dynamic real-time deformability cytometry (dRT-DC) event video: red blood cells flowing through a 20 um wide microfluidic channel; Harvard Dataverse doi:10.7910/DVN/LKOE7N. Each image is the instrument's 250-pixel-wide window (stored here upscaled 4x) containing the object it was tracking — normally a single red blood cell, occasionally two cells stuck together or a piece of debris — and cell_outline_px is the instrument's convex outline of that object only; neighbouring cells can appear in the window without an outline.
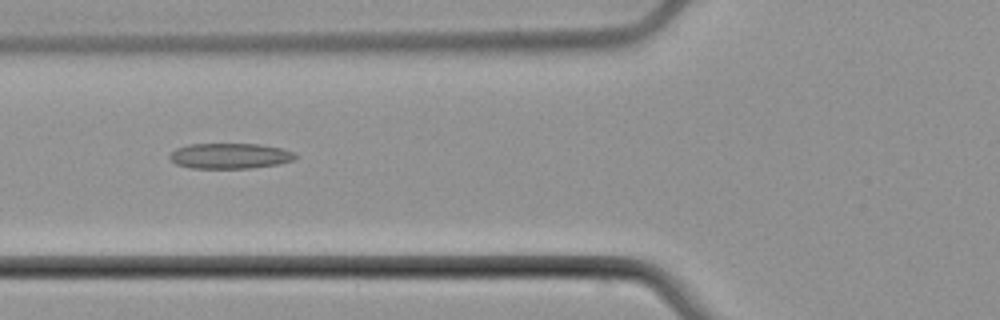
{"species": "common noctule bat (a hibernating species)", "species_latin": "Nyctalus noctula", "temperature_condition": "cold", "stored_images_in_passage": 7, "camera_frame_rate_fps": 3000, "um_per_image_px": 0.085, "animal": {"sex": "male", "body_mass_g": 21.5, "forearm_length_mm": 52.0}, "frame": {"image": 1, "passage_image": 5, "time_ms": 6.0, "image_size_px": [1000, 320], "cell_outline_px": [[296, 156], [292, 160], [276, 164], [248, 168], [188, 168], [176, 164], [168, 156], [176, 148], [188, 144], [260, 144], [280, 148], [296, 152]], "centroid_in_image_um": [19.51, 13.25], "position_along_channel_um": 106.3, "area_um2": 18.55}}
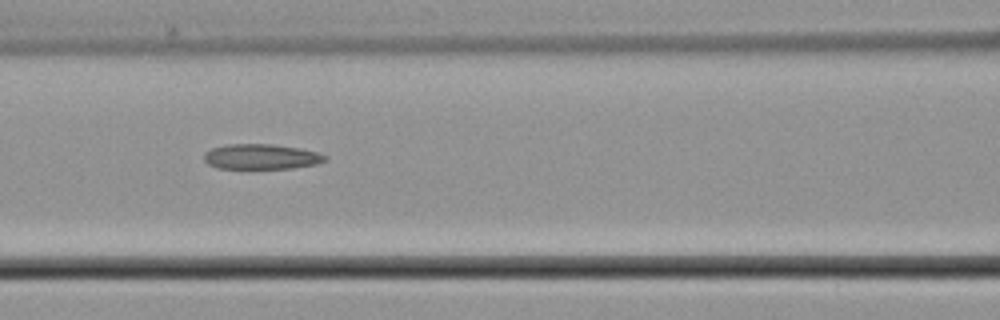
{"frame": {"image": 2, "passage_image": 6, "time_ms": 7.0, "image_size_px": [1000, 320], "cell_outline_px": [[328, 160], [316, 164], [292, 168], [216, 168], [208, 164], [204, 160], [204, 152], [212, 148], [228, 144], [272, 144], [300, 148], [316, 152], [328, 156]], "centroid_in_image_um": [22.21, 13.31], "position_along_channel_um": 144.4, "area_um2": 17.8}}
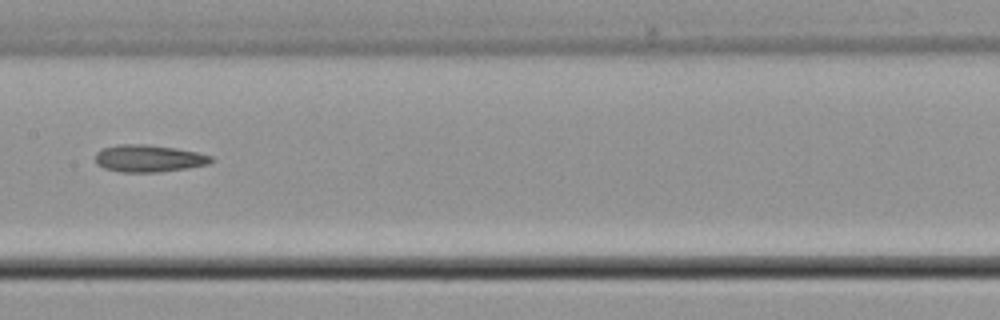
{"frame": {"image": 3, "passage_image": 7, "time_ms": 8.333, "image_size_px": [1000, 320], "cell_outline_px": [[212, 160], [208, 164], [160, 172], [120, 172], [104, 168], [96, 164], [96, 152], [104, 148], [116, 144], [144, 144], [176, 148], [196, 152], [212, 156]], "centroid_in_image_um": [12.6, 13.46], "position_along_channel_um": 194.8, "area_um2": 18.21}}